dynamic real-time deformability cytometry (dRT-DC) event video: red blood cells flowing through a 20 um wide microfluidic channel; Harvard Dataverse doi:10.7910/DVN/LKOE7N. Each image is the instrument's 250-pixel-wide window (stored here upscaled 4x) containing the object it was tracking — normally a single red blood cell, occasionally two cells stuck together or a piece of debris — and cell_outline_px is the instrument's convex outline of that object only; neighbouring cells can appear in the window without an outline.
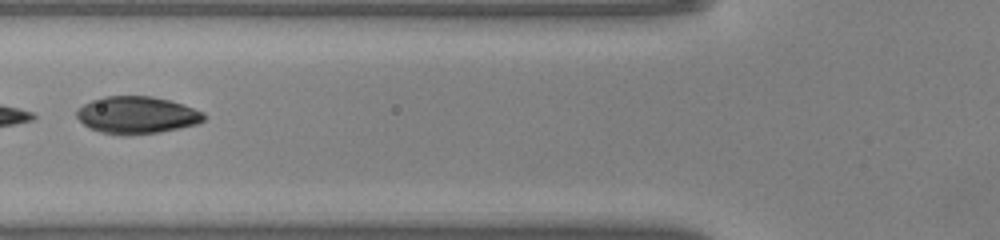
{"species": "common noctule bat (a hibernating species)", "species_latin": "Nyctalus noctula", "temperature_condition": "warm", "stored_images_in_passage": 9, "camera_frame_rate_fps": 3000, "um_per_image_px": 0.085, "animal": {"sex": "male", "body_mass_g": 20.0, "forearm_length_mm": 53.3}, "frame": {"image": 1, "passage_image": 5, "time_ms": 1.333, "image_size_px": [1000, 240], "cell_outline_px": [[208, 116], [204, 120], [196, 124], [180, 128], [160, 132], [124, 136], [120, 136], [100, 132], [88, 128], [76, 116], [76, 108], [92, 100], [104, 96], [152, 96], [184, 104], [204, 112]], "centroid_in_image_um": [11.63, 9.79], "position_along_channel_um": 114.2, "area_um2": 27.98}}